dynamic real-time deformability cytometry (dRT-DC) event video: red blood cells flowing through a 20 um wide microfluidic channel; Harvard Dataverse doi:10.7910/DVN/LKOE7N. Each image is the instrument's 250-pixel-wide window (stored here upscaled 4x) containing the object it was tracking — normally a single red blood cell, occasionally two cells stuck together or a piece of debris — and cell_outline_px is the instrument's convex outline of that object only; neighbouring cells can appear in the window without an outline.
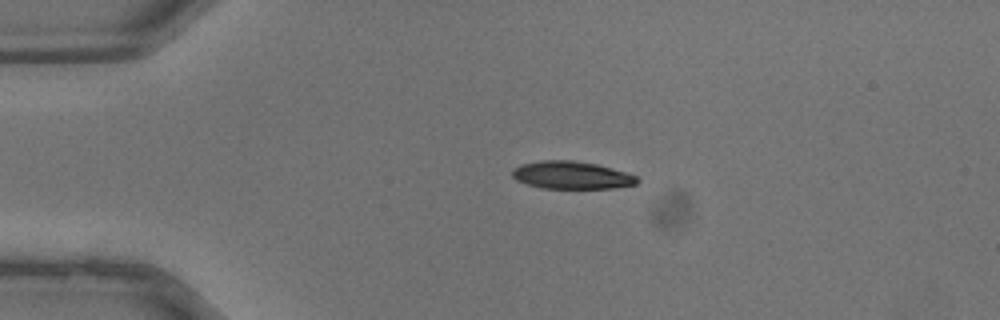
{"species": "common noctule bat (a hibernating species)", "species_latin": "Nyctalus noctula", "temperature_condition": "warm", "stored_images_in_passage": 30, "camera_frame_rate_fps": 3000, "um_per_image_px": 0.085, "animal": {"sex": "male", "body_mass_g": 13.3}, "frame": {"image": 1, "passage_image": 1, "time_ms": 0.0, "image_size_px": [1000, 320], "cell_outline_px": [[640, 180], [636, 184], [612, 188], [540, 188], [516, 180], [512, 176], [512, 168], [520, 164], [540, 160], [572, 160], [596, 164], [612, 168], [636, 176]], "centroid_in_image_um": [48.54, 14.88], "position_along_channel_um": 36.5, "area_um2": 20.11}}
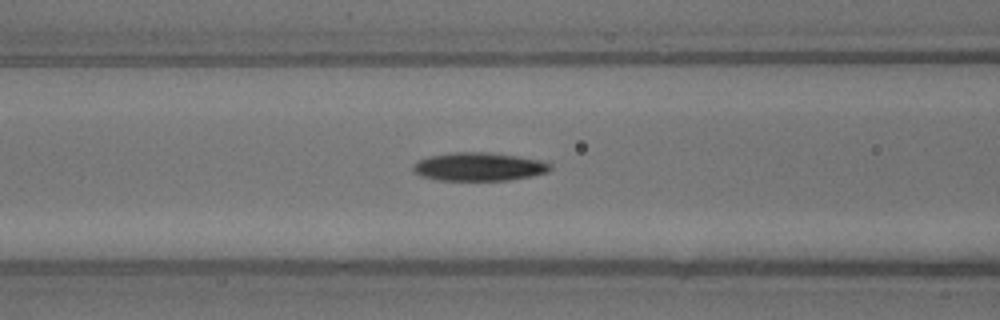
{"frame": {"image": 2, "passage_image": 8, "time_ms": 2.333, "image_size_px": [1000, 320], "cell_outline_px": [[552, 168], [548, 172], [532, 176], [508, 180], [436, 180], [420, 176], [412, 168], [412, 164], [416, 160], [428, 156], [452, 152], [488, 152], [520, 156], [544, 160], [552, 164]], "centroid_in_image_um": [40.72, 14.16], "position_along_channel_um": 125.9, "area_um2": 23.06}}
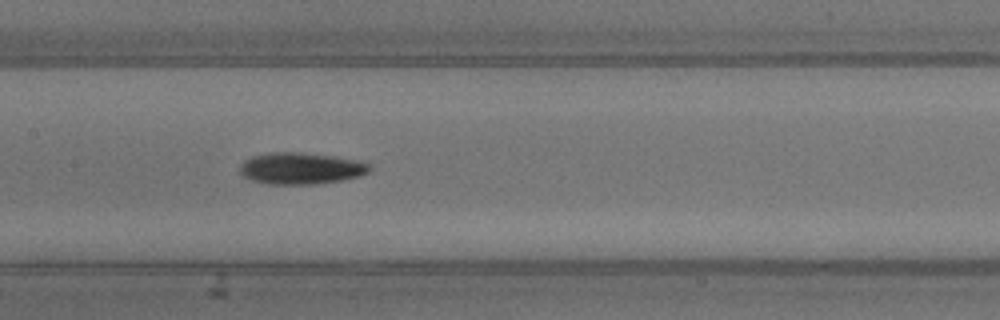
{"frame": {"image": 3, "passage_image": 11, "time_ms": 3.333, "image_size_px": [1000, 320], "cell_outline_px": [[372, 168], [368, 172], [360, 176], [340, 180], [316, 184], [268, 184], [252, 180], [240, 176], [240, 164], [244, 160], [252, 156], [272, 152], [300, 152], [332, 156], [360, 160], [368, 164]], "centroid_in_image_um": [25.55, 14.31], "position_along_channel_um": 181.8, "area_um2": 23.99}}